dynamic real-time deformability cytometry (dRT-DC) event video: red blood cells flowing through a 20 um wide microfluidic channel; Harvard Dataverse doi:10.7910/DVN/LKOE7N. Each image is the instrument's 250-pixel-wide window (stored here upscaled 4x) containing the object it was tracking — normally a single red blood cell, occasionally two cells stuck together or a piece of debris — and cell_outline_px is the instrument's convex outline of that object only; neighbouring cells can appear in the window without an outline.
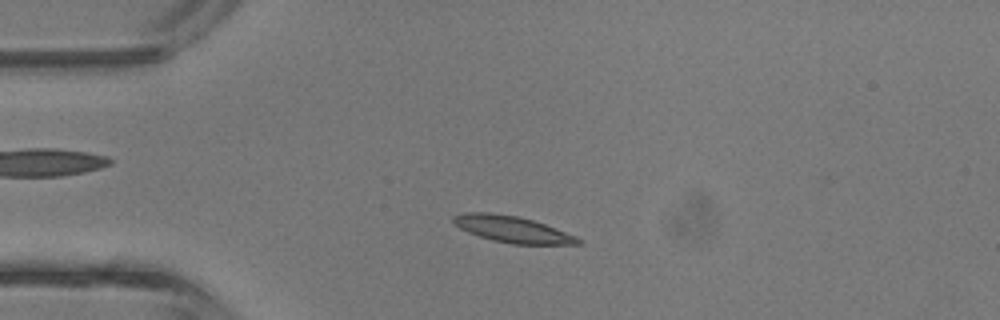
{"species": "common noctule bat (a hibernating species)", "species_latin": "Nyctalus noctula", "temperature_condition": "room temperature", "stored_images_in_passage": 13, "camera_frame_rate_fps": 3000, "um_per_image_px": 0.085, "animal": {"sex": "male", "body_mass_g": 13.3}, "frame": {"image": 1, "passage_image": 7, "time_ms": 2.0, "image_size_px": [1000, 320], "cell_outline_px": [[584, 240], [580, 244], [512, 244], [492, 240], [468, 232], [460, 228], [452, 220], [452, 216], [464, 212], [488, 212], [516, 216], [532, 220], [544, 224], [576, 236]], "centroid_in_image_um": [43.54, 19.49], "position_along_channel_um": 41.5, "area_um2": 19.02}}
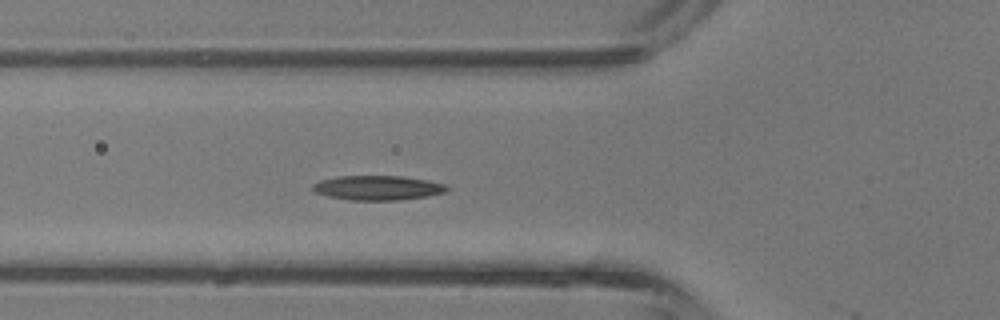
{"frame": {"image": 2, "passage_image": 12, "time_ms": 3.667, "image_size_px": [1000, 320], "cell_outline_px": [[448, 188], [444, 192], [428, 196], [400, 200], [348, 200], [328, 196], [316, 192], [312, 188], [312, 184], [320, 180], [336, 176], [400, 176], [428, 180], [444, 184]], "centroid_in_image_um": [32.07, 15.96], "position_along_channel_um": 93.7, "area_um2": 19.13}}